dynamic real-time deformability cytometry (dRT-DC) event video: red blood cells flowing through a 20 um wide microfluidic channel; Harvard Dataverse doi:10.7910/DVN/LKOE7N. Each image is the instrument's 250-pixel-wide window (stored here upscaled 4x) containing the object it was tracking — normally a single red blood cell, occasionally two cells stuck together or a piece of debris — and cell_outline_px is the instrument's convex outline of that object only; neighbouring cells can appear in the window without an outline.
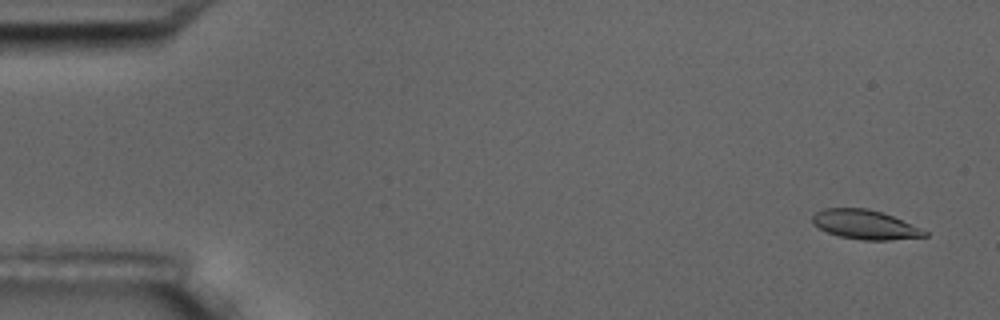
{"species": "common noctule bat (a hibernating species)", "species_latin": "Nyctalus noctula", "temperature_condition": "room temperature", "stored_images_in_passage": 5, "camera_frame_rate_fps": 3000, "um_per_image_px": 0.085, "animal": {"sex": "male", "body_mass_g": 17.5, "forearm_length_mm": 52.3}, "frame": {"image": 1, "passage_image": 1, "time_ms": 0.0, "image_size_px": [1000, 320], "cell_outline_px": [[928, 236], [888, 240], [860, 240], [840, 236], [828, 232], [812, 224], [812, 216], [816, 212], [824, 208], [868, 208], [892, 216], [920, 228], [928, 232]], "centroid_in_image_um": [73.5, 19.09], "position_along_channel_um": 11.5, "area_um2": 18.96}}
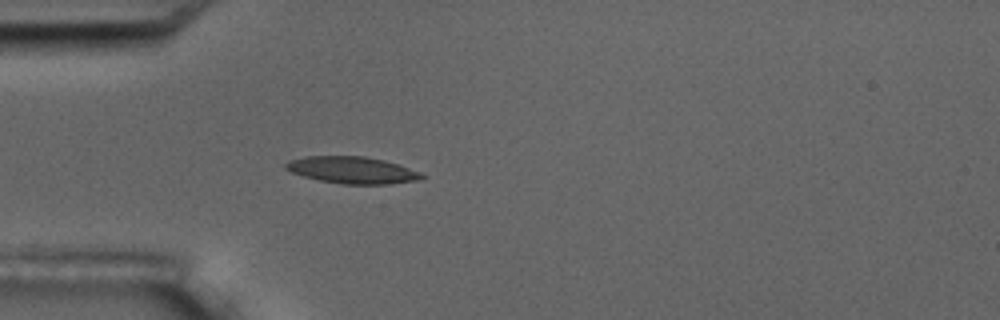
{"frame": {"image": 2, "passage_image": 5, "time_ms": 4.667, "image_size_px": [1000, 320], "cell_outline_px": [[428, 176], [416, 180], [392, 184], [344, 184], [320, 180], [304, 176], [292, 172], [284, 168], [284, 164], [288, 160], [304, 156], [364, 156], [384, 160], [420, 172]], "centroid_in_image_um": [29.92, 14.45], "position_along_channel_um": 55.1, "area_um2": 21.21}}